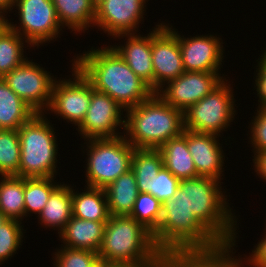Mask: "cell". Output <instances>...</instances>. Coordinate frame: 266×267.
I'll return each instance as SVG.
<instances>
[{
	"mask_svg": "<svg viewBox=\"0 0 266 267\" xmlns=\"http://www.w3.org/2000/svg\"><path fill=\"white\" fill-rule=\"evenodd\" d=\"M223 183L201 176L180 180L173 198L162 203L161 220L152 234L162 253L238 247L239 218L225 195L226 188L222 189Z\"/></svg>",
	"mask_w": 266,
	"mask_h": 267,
	"instance_id": "6da1fadb",
	"label": "cell"
},
{
	"mask_svg": "<svg viewBox=\"0 0 266 267\" xmlns=\"http://www.w3.org/2000/svg\"><path fill=\"white\" fill-rule=\"evenodd\" d=\"M93 47L74 55L70 62L91 82L95 90L109 95L125 111L148 100L155 93L110 45Z\"/></svg>",
	"mask_w": 266,
	"mask_h": 267,
	"instance_id": "7a4b0ae2",
	"label": "cell"
},
{
	"mask_svg": "<svg viewBox=\"0 0 266 267\" xmlns=\"http://www.w3.org/2000/svg\"><path fill=\"white\" fill-rule=\"evenodd\" d=\"M162 252L152 233L129 215H110L98 251L104 264L151 267Z\"/></svg>",
	"mask_w": 266,
	"mask_h": 267,
	"instance_id": "3957f363",
	"label": "cell"
},
{
	"mask_svg": "<svg viewBox=\"0 0 266 267\" xmlns=\"http://www.w3.org/2000/svg\"><path fill=\"white\" fill-rule=\"evenodd\" d=\"M125 112L123 135L134 148L158 149L184 129L183 112L156 93Z\"/></svg>",
	"mask_w": 266,
	"mask_h": 267,
	"instance_id": "277c9868",
	"label": "cell"
},
{
	"mask_svg": "<svg viewBox=\"0 0 266 267\" xmlns=\"http://www.w3.org/2000/svg\"><path fill=\"white\" fill-rule=\"evenodd\" d=\"M47 117L44 113H36L18 130L21 146L19 177L57 176V158L60 155L57 134Z\"/></svg>",
	"mask_w": 266,
	"mask_h": 267,
	"instance_id": "5b68a950",
	"label": "cell"
},
{
	"mask_svg": "<svg viewBox=\"0 0 266 267\" xmlns=\"http://www.w3.org/2000/svg\"><path fill=\"white\" fill-rule=\"evenodd\" d=\"M84 141L79 145L83 146V154L87 153L85 154L87 155L86 167L84 166L86 168L84 171L85 186L104 189L131 169L135 148L124 135L114 138H92Z\"/></svg>",
	"mask_w": 266,
	"mask_h": 267,
	"instance_id": "8992f818",
	"label": "cell"
},
{
	"mask_svg": "<svg viewBox=\"0 0 266 267\" xmlns=\"http://www.w3.org/2000/svg\"><path fill=\"white\" fill-rule=\"evenodd\" d=\"M230 82L225 78L203 99L183 113L185 129L221 137L223 132L231 127L230 124L232 125L231 122L235 120L238 106L236 107L235 94H233L235 93L234 84Z\"/></svg>",
	"mask_w": 266,
	"mask_h": 267,
	"instance_id": "52a82bcc",
	"label": "cell"
},
{
	"mask_svg": "<svg viewBox=\"0 0 266 267\" xmlns=\"http://www.w3.org/2000/svg\"><path fill=\"white\" fill-rule=\"evenodd\" d=\"M13 12H17L15 24L10 28L23 37L33 49L61 38L63 27L58 21L52 0H15ZM16 9V10H15ZM18 10V11H17ZM57 38V40H56ZM55 39V40H54Z\"/></svg>",
	"mask_w": 266,
	"mask_h": 267,
	"instance_id": "ba28073f",
	"label": "cell"
},
{
	"mask_svg": "<svg viewBox=\"0 0 266 267\" xmlns=\"http://www.w3.org/2000/svg\"><path fill=\"white\" fill-rule=\"evenodd\" d=\"M72 76L58 78L54 84L52 101L44 114L56 116L76 126L82 123L92 98V84L72 63ZM69 77V79H68ZM62 78V79H61Z\"/></svg>",
	"mask_w": 266,
	"mask_h": 267,
	"instance_id": "9c48e42d",
	"label": "cell"
},
{
	"mask_svg": "<svg viewBox=\"0 0 266 267\" xmlns=\"http://www.w3.org/2000/svg\"><path fill=\"white\" fill-rule=\"evenodd\" d=\"M29 59L5 75L3 80L36 113H45L58 77Z\"/></svg>",
	"mask_w": 266,
	"mask_h": 267,
	"instance_id": "30bf717a",
	"label": "cell"
},
{
	"mask_svg": "<svg viewBox=\"0 0 266 267\" xmlns=\"http://www.w3.org/2000/svg\"><path fill=\"white\" fill-rule=\"evenodd\" d=\"M147 0H96L94 26L112 38L134 34L147 16Z\"/></svg>",
	"mask_w": 266,
	"mask_h": 267,
	"instance_id": "8fae6325",
	"label": "cell"
},
{
	"mask_svg": "<svg viewBox=\"0 0 266 267\" xmlns=\"http://www.w3.org/2000/svg\"><path fill=\"white\" fill-rule=\"evenodd\" d=\"M125 110L109 95L92 85V98L82 123L76 128L80 138H114L124 134ZM123 129L122 132H120ZM119 130V131H118Z\"/></svg>",
	"mask_w": 266,
	"mask_h": 267,
	"instance_id": "7c38bea8",
	"label": "cell"
},
{
	"mask_svg": "<svg viewBox=\"0 0 266 267\" xmlns=\"http://www.w3.org/2000/svg\"><path fill=\"white\" fill-rule=\"evenodd\" d=\"M227 75L221 72H188L167 81L155 93L183 113L216 88Z\"/></svg>",
	"mask_w": 266,
	"mask_h": 267,
	"instance_id": "4fadbf2b",
	"label": "cell"
},
{
	"mask_svg": "<svg viewBox=\"0 0 266 267\" xmlns=\"http://www.w3.org/2000/svg\"><path fill=\"white\" fill-rule=\"evenodd\" d=\"M165 25L178 37L183 67L188 72H220L223 69L225 47L223 40L216 34L185 37L173 28L171 23ZM215 35V36H214ZM223 63V64H222Z\"/></svg>",
	"mask_w": 266,
	"mask_h": 267,
	"instance_id": "5bb4252c",
	"label": "cell"
},
{
	"mask_svg": "<svg viewBox=\"0 0 266 267\" xmlns=\"http://www.w3.org/2000/svg\"><path fill=\"white\" fill-rule=\"evenodd\" d=\"M153 91L185 72L178 37L162 23L152 29Z\"/></svg>",
	"mask_w": 266,
	"mask_h": 267,
	"instance_id": "9a60e30c",
	"label": "cell"
},
{
	"mask_svg": "<svg viewBox=\"0 0 266 267\" xmlns=\"http://www.w3.org/2000/svg\"><path fill=\"white\" fill-rule=\"evenodd\" d=\"M219 136L187 130V146L201 177L223 180L225 153ZM223 176V177H222Z\"/></svg>",
	"mask_w": 266,
	"mask_h": 267,
	"instance_id": "2e32d148",
	"label": "cell"
},
{
	"mask_svg": "<svg viewBox=\"0 0 266 267\" xmlns=\"http://www.w3.org/2000/svg\"><path fill=\"white\" fill-rule=\"evenodd\" d=\"M147 34V35H146ZM142 33L122 34L114 37L123 39L122 44L110 45L120 57L129 65L134 73L146 82L153 90V65H152V31ZM126 40V41H125ZM124 43V44H123Z\"/></svg>",
	"mask_w": 266,
	"mask_h": 267,
	"instance_id": "e0dca14e",
	"label": "cell"
},
{
	"mask_svg": "<svg viewBox=\"0 0 266 267\" xmlns=\"http://www.w3.org/2000/svg\"><path fill=\"white\" fill-rule=\"evenodd\" d=\"M235 248L223 245L213 251H168L161 258L170 267H239Z\"/></svg>",
	"mask_w": 266,
	"mask_h": 267,
	"instance_id": "ac0fdd59",
	"label": "cell"
},
{
	"mask_svg": "<svg viewBox=\"0 0 266 267\" xmlns=\"http://www.w3.org/2000/svg\"><path fill=\"white\" fill-rule=\"evenodd\" d=\"M107 221H92L74 216L58 235L62 246L90 250L98 254Z\"/></svg>",
	"mask_w": 266,
	"mask_h": 267,
	"instance_id": "d6986e66",
	"label": "cell"
},
{
	"mask_svg": "<svg viewBox=\"0 0 266 267\" xmlns=\"http://www.w3.org/2000/svg\"><path fill=\"white\" fill-rule=\"evenodd\" d=\"M72 216V184L61 182L52 191L46 205L38 215V223L40 228L58 230L59 235Z\"/></svg>",
	"mask_w": 266,
	"mask_h": 267,
	"instance_id": "ffe728a7",
	"label": "cell"
},
{
	"mask_svg": "<svg viewBox=\"0 0 266 267\" xmlns=\"http://www.w3.org/2000/svg\"><path fill=\"white\" fill-rule=\"evenodd\" d=\"M63 29L74 34L88 33L94 26L96 0H52ZM88 30V31H87Z\"/></svg>",
	"mask_w": 266,
	"mask_h": 267,
	"instance_id": "44dd1931",
	"label": "cell"
},
{
	"mask_svg": "<svg viewBox=\"0 0 266 267\" xmlns=\"http://www.w3.org/2000/svg\"><path fill=\"white\" fill-rule=\"evenodd\" d=\"M160 151L163 166L166 167L179 180L196 178L195 164L187 146V129H183L179 137L168 140L161 145Z\"/></svg>",
	"mask_w": 266,
	"mask_h": 267,
	"instance_id": "7402d4cb",
	"label": "cell"
},
{
	"mask_svg": "<svg viewBox=\"0 0 266 267\" xmlns=\"http://www.w3.org/2000/svg\"><path fill=\"white\" fill-rule=\"evenodd\" d=\"M110 215H130L139 191L130 169L104 188Z\"/></svg>",
	"mask_w": 266,
	"mask_h": 267,
	"instance_id": "603a6c76",
	"label": "cell"
},
{
	"mask_svg": "<svg viewBox=\"0 0 266 267\" xmlns=\"http://www.w3.org/2000/svg\"><path fill=\"white\" fill-rule=\"evenodd\" d=\"M72 186V212L73 216L79 219L92 221H108L110 214L106 195L103 188H93L84 186L80 189H74Z\"/></svg>",
	"mask_w": 266,
	"mask_h": 267,
	"instance_id": "cb8c5ba5",
	"label": "cell"
},
{
	"mask_svg": "<svg viewBox=\"0 0 266 267\" xmlns=\"http://www.w3.org/2000/svg\"><path fill=\"white\" fill-rule=\"evenodd\" d=\"M36 112L0 78V129L19 130Z\"/></svg>",
	"mask_w": 266,
	"mask_h": 267,
	"instance_id": "d4e9b609",
	"label": "cell"
},
{
	"mask_svg": "<svg viewBox=\"0 0 266 267\" xmlns=\"http://www.w3.org/2000/svg\"><path fill=\"white\" fill-rule=\"evenodd\" d=\"M163 167V159L158 149L135 148L131 170L136 176V182L139 192L151 194L153 189L154 177Z\"/></svg>",
	"mask_w": 266,
	"mask_h": 267,
	"instance_id": "484cf974",
	"label": "cell"
},
{
	"mask_svg": "<svg viewBox=\"0 0 266 267\" xmlns=\"http://www.w3.org/2000/svg\"><path fill=\"white\" fill-rule=\"evenodd\" d=\"M0 212L7 219L24 223V178L0 176Z\"/></svg>",
	"mask_w": 266,
	"mask_h": 267,
	"instance_id": "4316f807",
	"label": "cell"
},
{
	"mask_svg": "<svg viewBox=\"0 0 266 267\" xmlns=\"http://www.w3.org/2000/svg\"><path fill=\"white\" fill-rule=\"evenodd\" d=\"M26 47L33 48L11 28L0 35V78H3L28 59L25 55Z\"/></svg>",
	"mask_w": 266,
	"mask_h": 267,
	"instance_id": "83f0119b",
	"label": "cell"
},
{
	"mask_svg": "<svg viewBox=\"0 0 266 267\" xmlns=\"http://www.w3.org/2000/svg\"><path fill=\"white\" fill-rule=\"evenodd\" d=\"M56 178H24L25 218L31 217V214L38 217L52 191L61 183L57 182Z\"/></svg>",
	"mask_w": 266,
	"mask_h": 267,
	"instance_id": "f1b7e54d",
	"label": "cell"
},
{
	"mask_svg": "<svg viewBox=\"0 0 266 267\" xmlns=\"http://www.w3.org/2000/svg\"><path fill=\"white\" fill-rule=\"evenodd\" d=\"M20 154L18 130L0 129V176H19Z\"/></svg>",
	"mask_w": 266,
	"mask_h": 267,
	"instance_id": "f546056e",
	"label": "cell"
},
{
	"mask_svg": "<svg viewBox=\"0 0 266 267\" xmlns=\"http://www.w3.org/2000/svg\"><path fill=\"white\" fill-rule=\"evenodd\" d=\"M162 203L150 193L139 192L129 216L141 223L152 234L161 220Z\"/></svg>",
	"mask_w": 266,
	"mask_h": 267,
	"instance_id": "4dcf8cb0",
	"label": "cell"
},
{
	"mask_svg": "<svg viewBox=\"0 0 266 267\" xmlns=\"http://www.w3.org/2000/svg\"><path fill=\"white\" fill-rule=\"evenodd\" d=\"M24 224L18 220L7 219L0 225V265L13 257L23 246Z\"/></svg>",
	"mask_w": 266,
	"mask_h": 267,
	"instance_id": "1f68e13d",
	"label": "cell"
},
{
	"mask_svg": "<svg viewBox=\"0 0 266 267\" xmlns=\"http://www.w3.org/2000/svg\"><path fill=\"white\" fill-rule=\"evenodd\" d=\"M59 246L52 253L54 267H95L100 262L99 255L93 251Z\"/></svg>",
	"mask_w": 266,
	"mask_h": 267,
	"instance_id": "d6a6232c",
	"label": "cell"
},
{
	"mask_svg": "<svg viewBox=\"0 0 266 267\" xmlns=\"http://www.w3.org/2000/svg\"><path fill=\"white\" fill-rule=\"evenodd\" d=\"M253 120L251 119L247 127L249 132L248 144L253 148V154H260L266 152V108H256Z\"/></svg>",
	"mask_w": 266,
	"mask_h": 267,
	"instance_id": "836d02e7",
	"label": "cell"
},
{
	"mask_svg": "<svg viewBox=\"0 0 266 267\" xmlns=\"http://www.w3.org/2000/svg\"><path fill=\"white\" fill-rule=\"evenodd\" d=\"M180 180L176 178L166 167H162L159 173L154 177L153 189L151 195L163 203L172 199L179 187Z\"/></svg>",
	"mask_w": 266,
	"mask_h": 267,
	"instance_id": "e575fe53",
	"label": "cell"
},
{
	"mask_svg": "<svg viewBox=\"0 0 266 267\" xmlns=\"http://www.w3.org/2000/svg\"><path fill=\"white\" fill-rule=\"evenodd\" d=\"M260 57L256 60L253 80L255 84L253 90L257 92L258 108H266V45Z\"/></svg>",
	"mask_w": 266,
	"mask_h": 267,
	"instance_id": "d590c367",
	"label": "cell"
},
{
	"mask_svg": "<svg viewBox=\"0 0 266 267\" xmlns=\"http://www.w3.org/2000/svg\"><path fill=\"white\" fill-rule=\"evenodd\" d=\"M264 231V236L261 235V239L258 240L257 244L254 245V248L249 252V255L243 254L238 256V265L239 267H266V227ZM245 264V265H244Z\"/></svg>",
	"mask_w": 266,
	"mask_h": 267,
	"instance_id": "8d00e7d4",
	"label": "cell"
},
{
	"mask_svg": "<svg viewBox=\"0 0 266 267\" xmlns=\"http://www.w3.org/2000/svg\"><path fill=\"white\" fill-rule=\"evenodd\" d=\"M253 159L251 163L256 176H259L260 180L266 183V152H262L260 154H253Z\"/></svg>",
	"mask_w": 266,
	"mask_h": 267,
	"instance_id": "74e56055",
	"label": "cell"
},
{
	"mask_svg": "<svg viewBox=\"0 0 266 267\" xmlns=\"http://www.w3.org/2000/svg\"><path fill=\"white\" fill-rule=\"evenodd\" d=\"M8 11L0 9V35L4 34L10 28V15ZM8 15V17H7Z\"/></svg>",
	"mask_w": 266,
	"mask_h": 267,
	"instance_id": "f35d334b",
	"label": "cell"
},
{
	"mask_svg": "<svg viewBox=\"0 0 266 267\" xmlns=\"http://www.w3.org/2000/svg\"><path fill=\"white\" fill-rule=\"evenodd\" d=\"M15 0H0V9L8 11L9 14L13 10Z\"/></svg>",
	"mask_w": 266,
	"mask_h": 267,
	"instance_id": "ab89813d",
	"label": "cell"
},
{
	"mask_svg": "<svg viewBox=\"0 0 266 267\" xmlns=\"http://www.w3.org/2000/svg\"><path fill=\"white\" fill-rule=\"evenodd\" d=\"M151 267H170L161 257Z\"/></svg>",
	"mask_w": 266,
	"mask_h": 267,
	"instance_id": "60d3db41",
	"label": "cell"
},
{
	"mask_svg": "<svg viewBox=\"0 0 266 267\" xmlns=\"http://www.w3.org/2000/svg\"><path fill=\"white\" fill-rule=\"evenodd\" d=\"M103 267H136V266H132V265H116V264H104L103 263Z\"/></svg>",
	"mask_w": 266,
	"mask_h": 267,
	"instance_id": "b9f144b4",
	"label": "cell"
},
{
	"mask_svg": "<svg viewBox=\"0 0 266 267\" xmlns=\"http://www.w3.org/2000/svg\"><path fill=\"white\" fill-rule=\"evenodd\" d=\"M6 220L7 218L0 212V225Z\"/></svg>",
	"mask_w": 266,
	"mask_h": 267,
	"instance_id": "7bdbcfd3",
	"label": "cell"
},
{
	"mask_svg": "<svg viewBox=\"0 0 266 267\" xmlns=\"http://www.w3.org/2000/svg\"><path fill=\"white\" fill-rule=\"evenodd\" d=\"M95 267H103V262H99Z\"/></svg>",
	"mask_w": 266,
	"mask_h": 267,
	"instance_id": "ee69618b",
	"label": "cell"
}]
</instances>
